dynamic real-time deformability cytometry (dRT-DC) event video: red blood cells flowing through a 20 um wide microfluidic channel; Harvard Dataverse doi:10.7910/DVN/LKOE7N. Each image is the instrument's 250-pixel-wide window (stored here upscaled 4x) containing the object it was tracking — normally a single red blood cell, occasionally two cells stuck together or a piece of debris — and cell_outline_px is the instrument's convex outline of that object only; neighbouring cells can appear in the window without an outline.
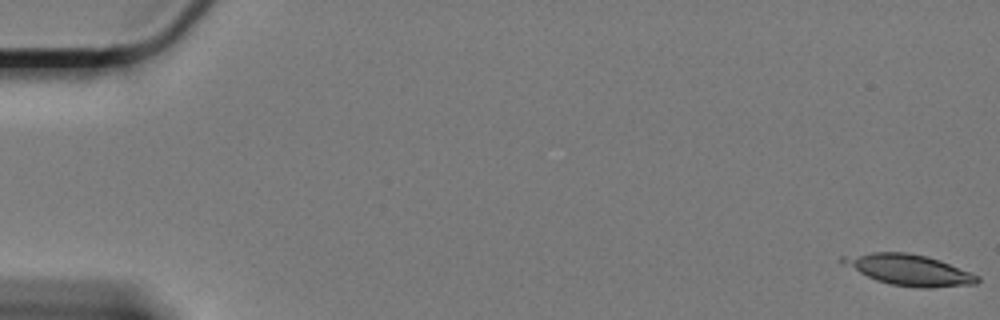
{"species": "Egyptian fruit bat (a non-hibernating species)", "species_latin": "Rousettus aegyptiacus", "temperature_condition": "cold", "stored_images_in_passage": 34, "camera_frame_rate_fps": 3000, "um_per_image_px": 0.085, "animal": {"sex": "female"}, "frame": {"image": 1, "passage_image": 1, "time_ms": 0.0, "image_size_px": [1000, 320], "cell_outline_px": [[980, 280], [976, 284], [928, 288], [920, 288], [888, 284], [876, 280], [840, 264], [840, 256], [872, 252], [908, 252], [928, 256], [940, 260], [980, 276]], "centroid_in_image_um": [77.24, 22.93], "position_along_channel_um": 7.8, "area_um2": 24.51}}
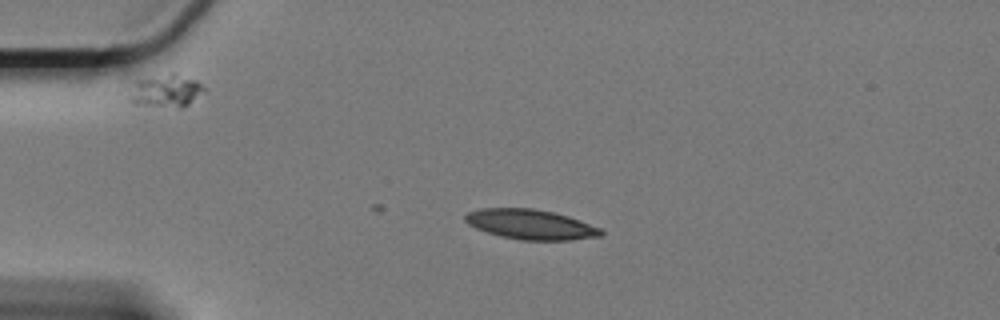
{"frame": {"image": 2, "passage_image": 15, "time_ms": 4.667, "image_size_px": [1000, 320], "cell_outline_px": [[604, 232], [600, 236], [572, 240], [520, 240], [500, 236], [476, 228], [468, 224], [464, 220], [464, 216], [468, 212], [480, 208], [532, 208], [556, 212], [568, 216], [600, 228]], "centroid_in_image_um": [45.09, 19.07], "position_along_channel_um": 39.9, "area_um2": 23.7}}
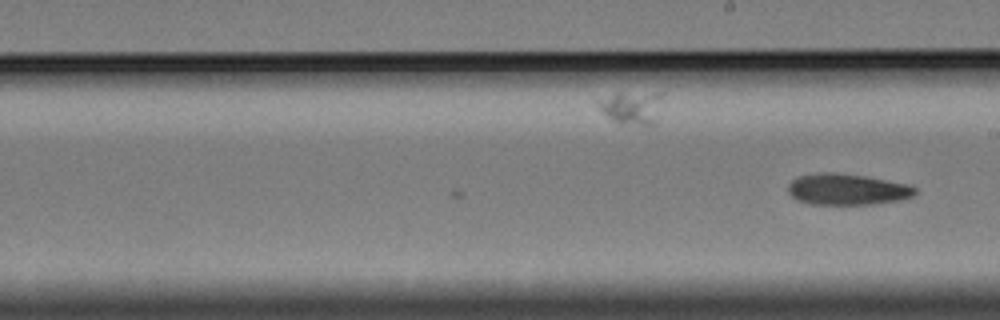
{"frame": {"image": 3, "passage_image": 34, "time_ms": 11.0, "image_size_px": [1000, 320], "cell_outline_px": [[916, 192], [912, 196], [900, 200], [872, 204], [808, 204], [796, 200], [788, 192], [788, 184], [792, 180], [800, 176], [820, 172], [832, 172], [864, 176], [908, 184], [916, 188]], "centroid_in_image_um": [71.98, 16.1], "position_along_channel_um": 217.0, "area_um2": 23.0}}